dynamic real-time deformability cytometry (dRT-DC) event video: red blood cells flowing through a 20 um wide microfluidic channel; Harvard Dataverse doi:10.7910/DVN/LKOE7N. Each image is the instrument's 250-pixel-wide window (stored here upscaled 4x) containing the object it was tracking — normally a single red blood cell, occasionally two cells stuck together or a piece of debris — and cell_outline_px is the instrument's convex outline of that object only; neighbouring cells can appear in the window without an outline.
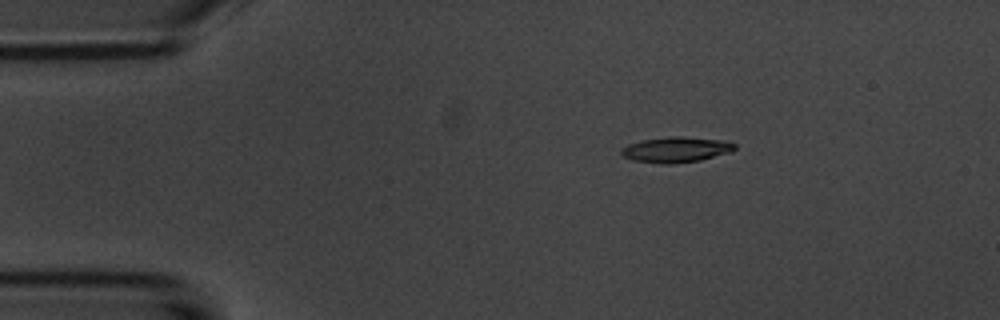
{"species": "common noctule bat (a hibernating species)", "species_latin": "Nyctalus noctula", "temperature_condition": "room temperature", "stored_images_in_passage": 6, "camera_frame_rate_fps": 3000, "um_per_image_px": 0.085, "animal": {"sex": "male", "body_mass_g": 20.1, "forearm_length_mm": 53.5}, "frame": {"image": 1, "passage_image": 3, "time_ms": 2.333, "image_size_px": [1000, 320], "cell_outline_px": [[736, 148], [732, 152], [700, 160], [672, 164], [664, 164], [632, 160], [624, 156], [620, 152], [620, 148], [628, 144], [640, 140], [668, 136], [684, 136], [728, 140], [736, 144]], "centroid_in_image_um": [57.49, 12.7], "position_along_channel_um": 27.5, "area_um2": 17.22}}
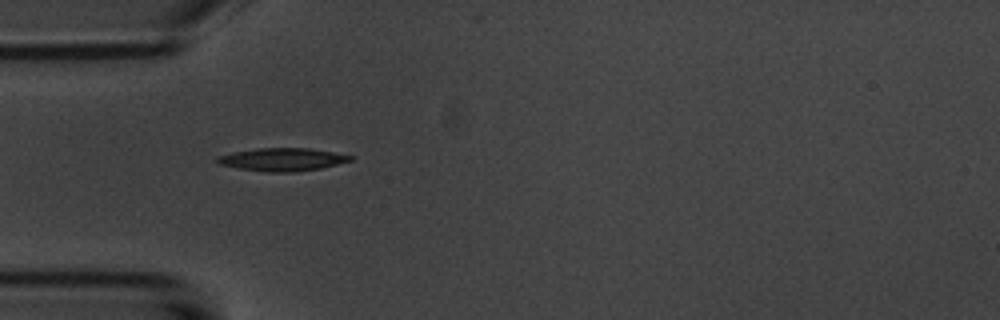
{"frame": {"image": 2, "passage_image": 5, "time_ms": 4.667, "image_size_px": [1000, 320], "cell_outline_px": [[356, 156], [352, 160], [320, 168], [292, 172], [268, 172], [240, 168], [220, 164], [216, 160], [216, 156], [232, 152], [260, 148], [308, 148]], "centroid_in_image_um": [24.0, 13.55], "position_along_channel_um": 61.0, "area_um2": 17.57}}
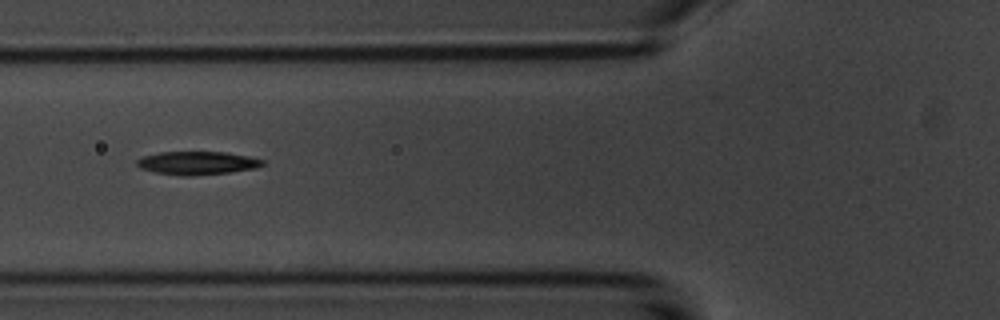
{"frame": {"image": 3, "passage_image": 6, "time_ms": 6.0, "image_size_px": [1000, 320], "cell_outline_px": [[264, 164], [256, 168], [228, 172], [192, 176], [180, 176], [156, 172], [140, 168], [136, 164], [136, 160], [140, 156], [160, 152], [224, 152], [248, 156], [264, 160]], "centroid_in_image_um": [16.72, 13.85], "position_along_channel_um": 109.1, "area_um2": 17.05}}